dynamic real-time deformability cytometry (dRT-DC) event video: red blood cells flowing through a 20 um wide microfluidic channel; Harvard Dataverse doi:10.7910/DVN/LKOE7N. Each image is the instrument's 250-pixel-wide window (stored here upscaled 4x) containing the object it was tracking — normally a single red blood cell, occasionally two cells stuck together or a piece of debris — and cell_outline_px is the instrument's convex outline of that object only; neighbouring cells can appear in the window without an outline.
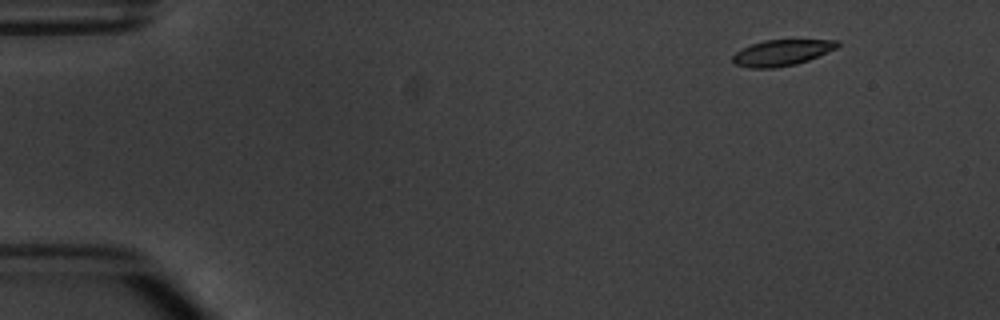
{"species": "common noctule bat (a hibernating species)", "species_latin": "Nyctalus noctula", "temperature_condition": "warm", "stored_images_in_passage": 3, "camera_frame_rate_fps": 3000, "um_per_image_px": 0.085, "animal": {"sex": "male", "body_mass_g": 20.1, "forearm_length_mm": 53.5}, "frame": {"image": 1, "passage_image": 1, "time_ms": 0.0, "image_size_px": [1000, 320], "cell_outline_px": [[840, 44], [836, 48], [808, 60], [796, 64], [776, 68], [748, 68], [732, 64], [732, 56], [736, 52], [752, 44], [764, 40], [840, 40]], "centroid_in_image_um": [66.42, 4.49], "position_along_channel_um": 18.6, "area_um2": 15.84}}
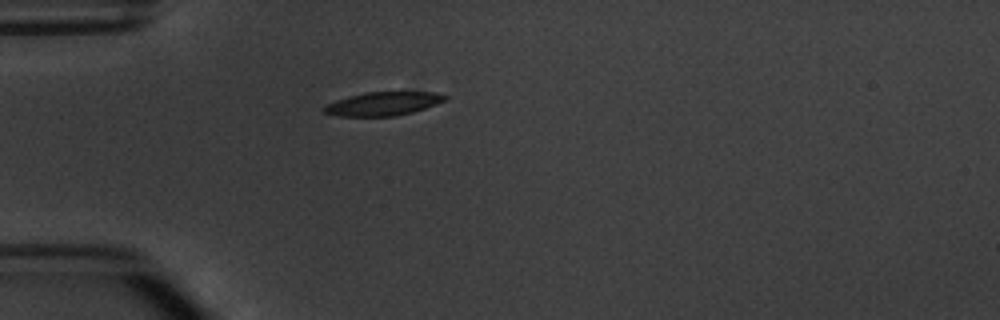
{"frame": {"image": 2, "passage_image": 3, "time_ms": 3.333, "image_size_px": [1000, 320], "cell_outline_px": [[448, 96], [444, 100], [436, 104], [412, 112], [396, 116], [336, 116], [324, 112], [320, 108], [336, 100], [348, 96], [368, 92], [436, 92]], "centroid_in_image_um": [32.53, 8.82], "position_along_channel_um": 52.5, "area_um2": 16.53}}